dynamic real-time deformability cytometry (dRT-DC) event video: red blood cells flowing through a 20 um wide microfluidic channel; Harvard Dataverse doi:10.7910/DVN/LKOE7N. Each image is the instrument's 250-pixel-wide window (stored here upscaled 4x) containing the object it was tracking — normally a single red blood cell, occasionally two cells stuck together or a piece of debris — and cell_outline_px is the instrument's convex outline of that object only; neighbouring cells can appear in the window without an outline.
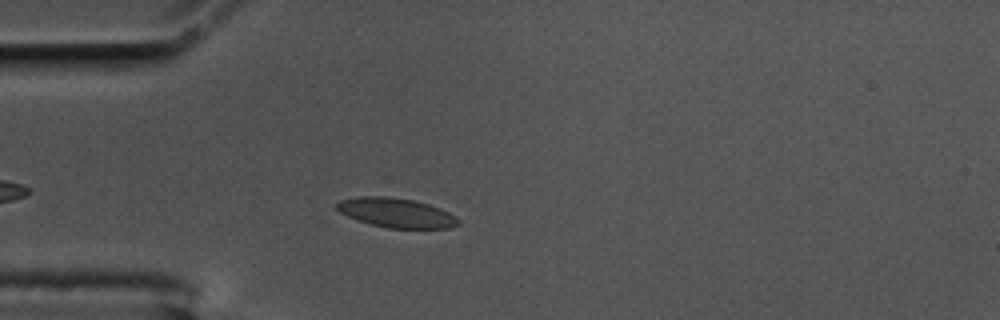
{"species": "common noctule bat (a hibernating species)", "species_latin": "Nyctalus noctula", "temperature_condition": "cold", "stored_images_in_passage": 39, "camera_frame_rate_fps": 3000, "um_per_image_px": 0.085, "animal": {"sex": "male", "body_mass_g": 17.5, "forearm_length_mm": 52.3}, "frame": {"image": 1, "passage_image": 7, "time_ms": 2.0, "image_size_px": [1000, 320], "cell_outline_px": [[460, 224], [448, 228], [388, 228], [372, 224], [348, 216], [340, 212], [336, 208], [336, 204], [340, 200], [360, 196], [384, 196], [412, 200], [428, 204], [440, 208], [456, 216], [460, 220]], "centroid_in_image_um": [33.7, 18.08], "position_along_channel_um": 51.3, "area_um2": 20.63}}
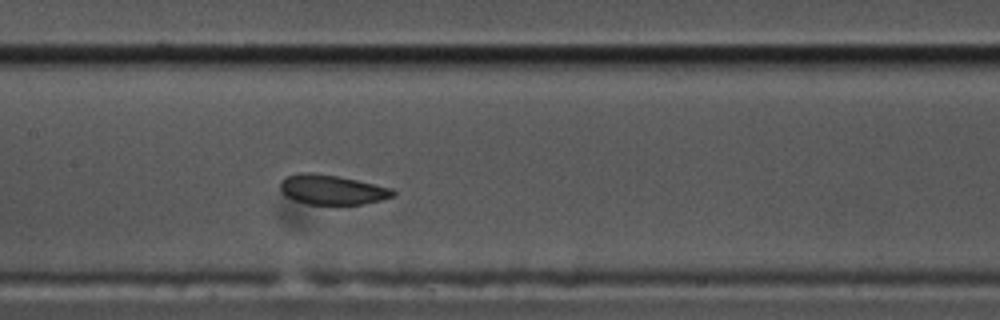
{"frame": {"image": 2, "passage_image": 19, "time_ms": 6.0, "image_size_px": [1000, 320], "cell_outline_px": [[396, 196], [364, 204], [336, 208], [308, 204], [284, 196], [280, 192], [280, 180], [284, 176], [300, 172], [312, 172], [336, 176], [356, 180], [392, 188], [396, 192]], "centroid_in_image_um": [28.2, 16.17], "position_along_channel_um": 179.2, "area_um2": 20.46}}
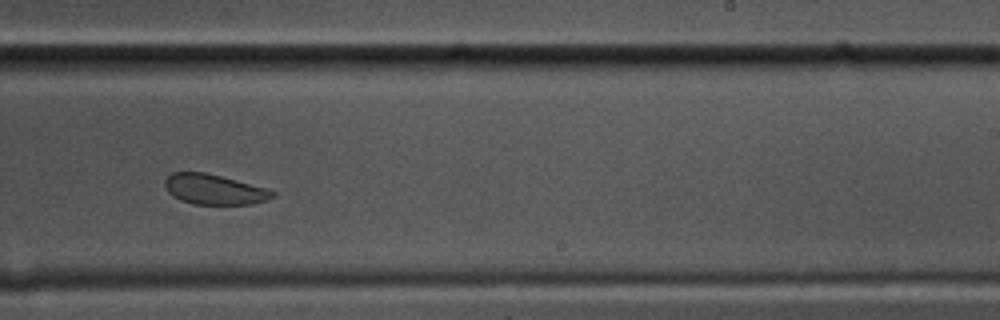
{"frame": {"image": 3, "passage_image": 27, "time_ms": 8.667, "image_size_px": [1000, 320], "cell_outline_px": [[276, 196], [268, 200], [252, 204], [192, 204], [180, 200], [172, 196], [164, 188], [164, 180], [172, 172], [204, 172], [220, 176], [264, 188], [276, 192]], "centroid_in_image_um": [18.17, 16.11], "position_along_channel_um": 270.8, "area_um2": 18.9}, "authors_computed_cell_mechanics": {"area_um2": 20.2878, "velocity_mm_per_s": 3.4393, "shape_relaxation_time_tau1_ms": 6.8001, "shape_relaxation_time_tau2_ms": 2.0889, "deformation_change_tau1": 0.0915, "deformation_change_tau2": 0.0529}}